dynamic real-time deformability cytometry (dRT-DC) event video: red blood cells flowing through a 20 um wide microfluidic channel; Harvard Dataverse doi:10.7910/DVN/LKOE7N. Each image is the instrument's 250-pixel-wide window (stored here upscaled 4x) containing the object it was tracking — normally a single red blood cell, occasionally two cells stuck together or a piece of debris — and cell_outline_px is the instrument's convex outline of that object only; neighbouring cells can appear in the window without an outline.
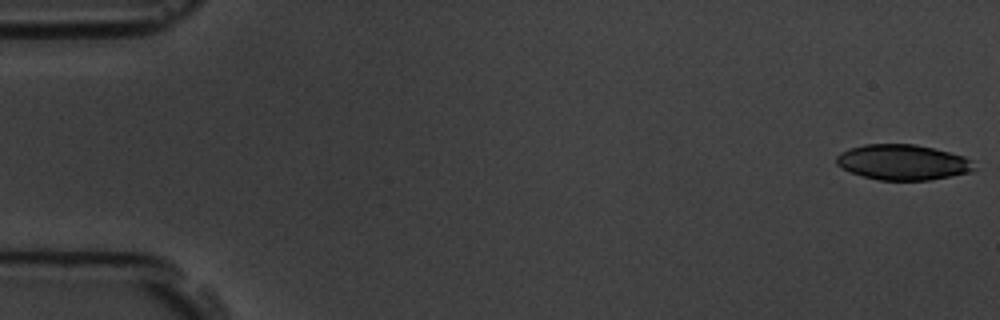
{"species": "common noctule bat (a hibernating species)", "species_latin": "Nyctalus noctula", "temperature_condition": "room temperature", "stored_images_in_passage": 7, "camera_frame_rate_fps": 3000, "um_per_image_px": 0.085, "animal": {"sex": "male", "body_mass_g": 19.5, "forearm_length_mm": 54.6}, "frame": {"image": 1, "passage_image": 1, "time_ms": 0.0, "image_size_px": [1000, 320], "cell_outline_px": [[976, 168], [972, 172], [928, 180], [880, 180], [864, 176], [852, 172], [836, 164], [836, 156], [840, 152], [848, 148], [864, 144], [916, 144], [964, 156], [976, 160]], "centroid_in_image_um": [76.78, 13.78], "position_along_channel_um": 8.2, "area_um2": 28.55}}